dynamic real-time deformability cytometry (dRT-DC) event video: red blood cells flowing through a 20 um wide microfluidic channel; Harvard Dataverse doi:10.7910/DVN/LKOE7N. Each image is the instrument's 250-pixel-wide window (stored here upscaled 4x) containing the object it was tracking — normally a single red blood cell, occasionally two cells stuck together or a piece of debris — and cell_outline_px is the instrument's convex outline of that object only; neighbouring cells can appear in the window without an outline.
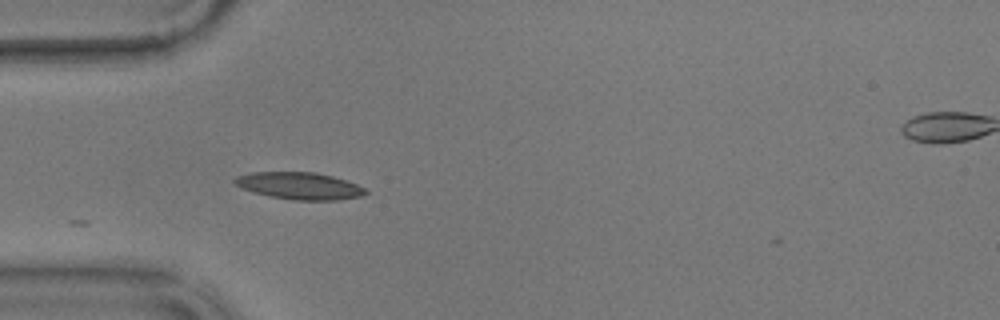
{"species": "common noctule bat (a hibernating species)", "species_latin": "Nyctalus noctula", "temperature_condition": "warm", "stored_images_in_passage": 23, "camera_frame_rate_fps": 3000, "um_per_image_px": 0.085, "animal": {"sex": "male", "body_mass_g": 17.9}, "frame": {"image": 1, "passage_image": 1, "time_ms": 0.0, "image_size_px": [1000, 320], "cell_outline_px": [[368, 192], [360, 196], [336, 200], [292, 200], [272, 196], [256, 192], [244, 188], [236, 184], [232, 180], [236, 176], [252, 172], [316, 172], [332, 176], [356, 184], [364, 188]], "centroid_in_image_um": [25.46, 15.78], "position_along_channel_um": 59.5, "area_um2": 20.29}}
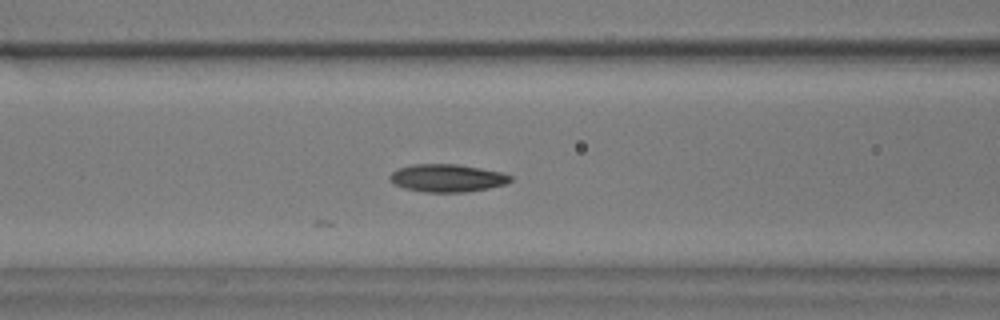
{"frame": {"image": 2, "passage_image": 7, "time_ms": 2.0, "image_size_px": [1000, 320], "cell_outline_px": [[512, 180], [504, 184], [488, 188], [464, 192], [424, 192], [404, 188], [392, 184], [388, 176], [392, 172], [400, 168], [412, 164], [456, 164], [480, 168], [500, 172], [512, 176]], "centroid_in_image_um": [37.97, 15.13], "position_along_channel_um": 128.6, "area_um2": 19.42}}
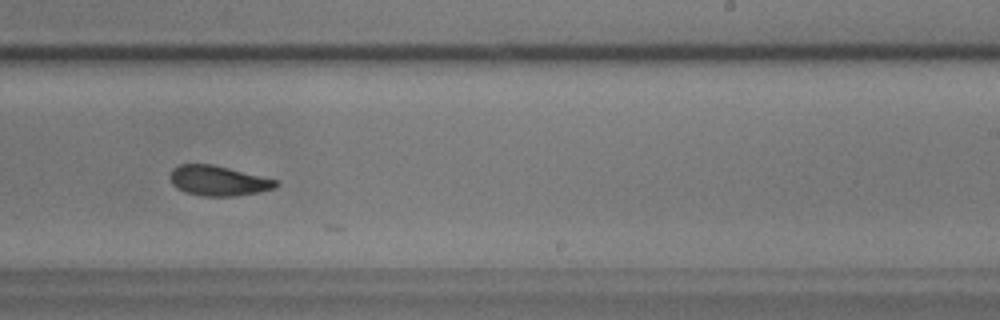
{"frame": {"image": 3, "passage_image": 19, "time_ms": 6.0, "image_size_px": [1000, 320], "cell_outline_px": [[280, 184], [276, 188], [236, 196], [204, 196], [184, 192], [176, 188], [172, 184], [168, 176], [172, 168], [180, 164], [212, 164], [276, 180]], "centroid_in_image_um": [18.49, 15.36], "position_along_channel_um": 270.5, "area_um2": 18.5}}